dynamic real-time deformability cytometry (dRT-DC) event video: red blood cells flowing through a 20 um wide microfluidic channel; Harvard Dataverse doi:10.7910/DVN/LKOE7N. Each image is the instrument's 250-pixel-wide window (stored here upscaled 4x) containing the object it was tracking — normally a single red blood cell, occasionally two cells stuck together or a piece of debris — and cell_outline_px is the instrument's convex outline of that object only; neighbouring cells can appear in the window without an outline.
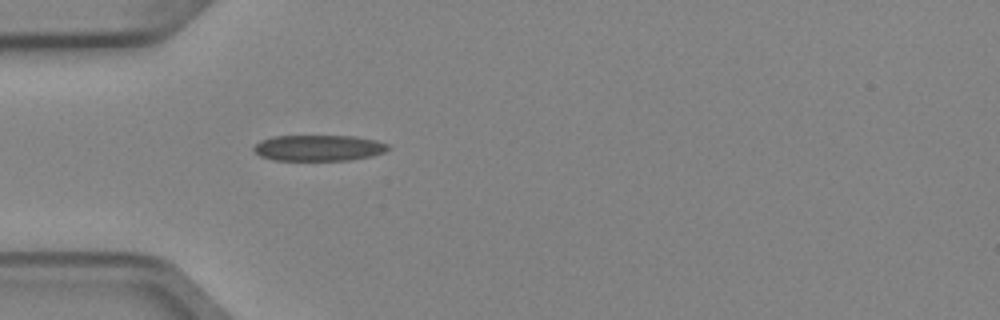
{"species": "Egyptian fruit bat (a non-hibernating species)", "species_latin": "Rousettus aegyptiacus", "temperature_condition": "cold", "stored_images_in_passage": 1, "camera_frame_rate_fps": 3000, "um_per_image_px": 0.085, "animal": {"sex": "female"}, "frame": {"image": 1, "passage_image": 1, "time_ms": 0.0, "image_size_px": [1000, 320], "cell_outline_px": [[392, 148], [384, 152], [372, 156], [348, 160], [272, 160], [260, 156], [252, 148], [260, 140], [272, 136], [356, 136], [376, 140], [388, 144]], "centroid_in_image_um": [27.1, 12.57], "position_along_channel_um": 57.9, "area_um2": 20.46}}